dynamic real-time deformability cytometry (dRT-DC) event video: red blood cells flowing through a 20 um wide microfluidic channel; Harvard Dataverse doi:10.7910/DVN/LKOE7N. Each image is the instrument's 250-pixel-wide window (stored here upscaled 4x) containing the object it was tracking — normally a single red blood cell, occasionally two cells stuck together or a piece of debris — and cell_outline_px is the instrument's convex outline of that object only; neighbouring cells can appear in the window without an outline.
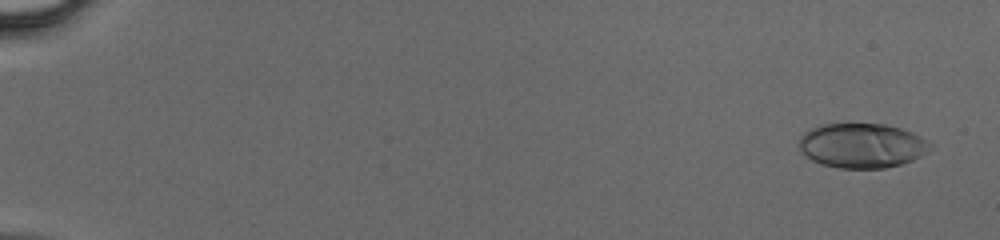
{"species": "human", "species_latin": "Homo sapiens", "temperature_condition": "cold", "stored_images_in_passage": 48, "camera_frame_rate_fps": 3000, "um_per_image_px": 0.085, "donor": {"sex": "male"}, "frame": {"image": 1, "passage_image": 3, "time_ms": 0.667, "image_size_px": [1000, 240], "cell_outline_px": [[932, 148], [920, 156], [912, 160], [900, 164], [884, 168], [840, 168], [820, 164], [812, 160], [800, 148], [800, 136], [804, 132], [820, 124], [884, 124], [900, 128], [912, 132], [920, 136], [932, 144]], "centroid_in_image_um": [73.27, 12.37], "position_along_channel_um": 11.7, "area_um2": 33.93}}
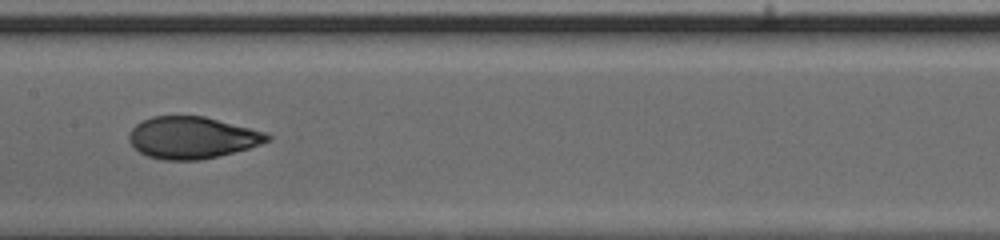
{"frame": {"image": 2, "passage_image": 27, "time_ms": 8.667, "image_size_px": [1000, 240], "cell_outline_px": [[272, 136], [268, 140], [260, 144], [248, 148], [200, 160], [164, 160], [148, 156], [140, 152], [128, 140], [128, 132], [136, 124], [152, 116], [204, 116], [264, 132]], "centroid_in_image_um": [16.28, 11.69], "position_along_channel_um": 191.1, "area_um2": 33.35}}
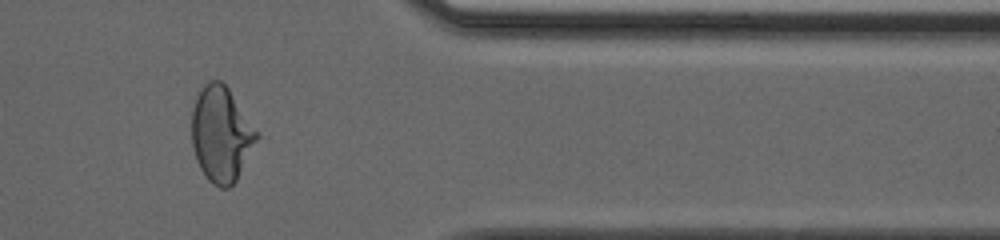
{"frame": {"image": 3, "passage_image": 41, "time_ms": 13.333, "image_size_px": [1000, 240], "cell_outline_px": [[260, 136], [236, 180], [228, 188], [220, 188], [212, 184], [208, 180], [200, 168], [192, 144], [192, 108], [196, 96], [200, 88], [204, 84], [212, 80], [220, 80], [228, 88], [260, 132]], "centroid_in_image_um": [18.82, 11.39], "position_along_channel_um": 392.6, "area_um2": 36.24}}